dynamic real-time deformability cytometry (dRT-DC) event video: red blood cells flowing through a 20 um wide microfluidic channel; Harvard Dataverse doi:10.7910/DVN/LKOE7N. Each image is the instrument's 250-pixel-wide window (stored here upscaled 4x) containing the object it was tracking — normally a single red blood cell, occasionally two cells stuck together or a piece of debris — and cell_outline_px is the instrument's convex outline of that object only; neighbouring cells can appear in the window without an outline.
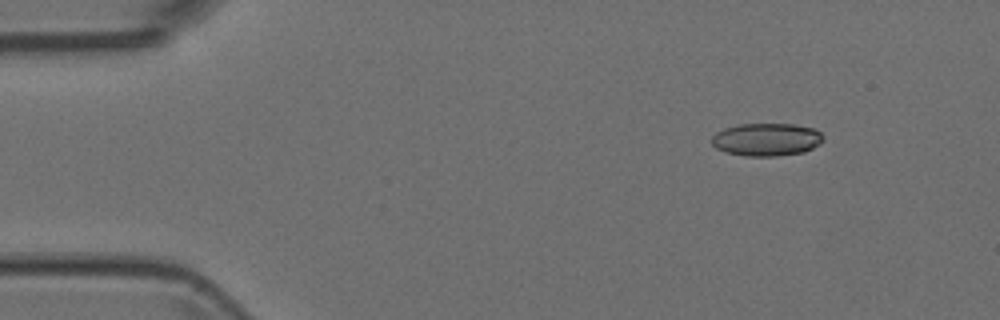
{"species": "Egyptian fruit bat (a non-hibernating species)", "species_latin": "Rousettus aegyptiacus", "temperature_condition": "room temperature", "stored_images_in_passage": 5, "camera_frame_rate_fps": 3000, "um_per_image_px": 0.085, "animal": {"sex": "female"}, "frame": {"image": 1, "passage_image": 2, "time_ms": 0.333, "image_size_px": [1000, 320], "cell_outline_px": [[824, 140], [820, 144], [804, 152], [776, 156], [744, 156], [724, 152], [716, 148], [712, 144], [712, 136], [716, 132], [724, 128], [740, 124], [796, 124], [816, 128], [824, 136]], "centroid_in_image_um": [65.18, 11.85], "position_along_channel_um": 19.8, "area_um2": 21.62}}